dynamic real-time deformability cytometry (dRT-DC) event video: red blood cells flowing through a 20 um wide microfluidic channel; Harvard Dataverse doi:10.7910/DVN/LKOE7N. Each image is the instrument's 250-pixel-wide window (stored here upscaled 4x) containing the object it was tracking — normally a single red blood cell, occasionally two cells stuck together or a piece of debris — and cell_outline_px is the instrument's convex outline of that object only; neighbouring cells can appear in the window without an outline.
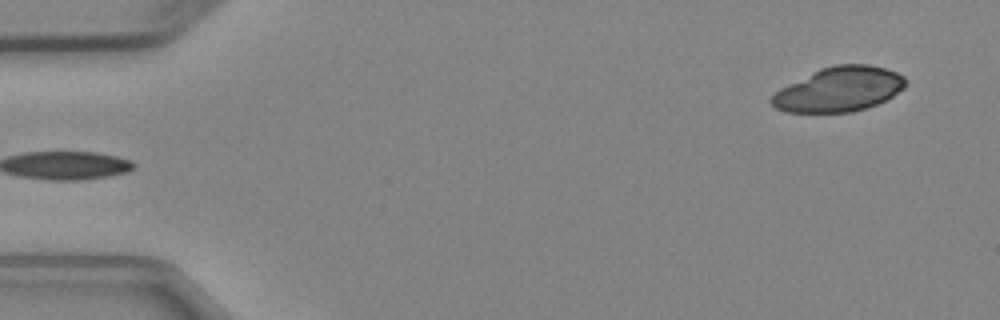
{"species": "Egyptian fruit bat (a non-hibernating species)", "species_latin": "Rousettus aegyptiacus", "temperature_condition": "cold", "stored_images_in_passage": 5, "segment_of_instrument_passage": [2, 2], "camera_frame_rate_fps": 3000, "um_per_image_px": 0.085, "animal": {"sex": "female"}, "frame": {"image": 1, "passage_image": 5, "time_ms": 4.667, "image_size_px": [1000, 320], "cell_outline_px": [[908, 84], [904, 88], [888, 100], [852, 112], [784, 112], [776, 108], [768, 100], [780, 88], [820, 68], [836, 64], [868, 64], [884, 68], [896, 72], [904, 76], [908, 80]], "centroid_in_image_um": [71.35, 7.59], "position_along_channel_um": 13.7, "area_um2": 34.97}}